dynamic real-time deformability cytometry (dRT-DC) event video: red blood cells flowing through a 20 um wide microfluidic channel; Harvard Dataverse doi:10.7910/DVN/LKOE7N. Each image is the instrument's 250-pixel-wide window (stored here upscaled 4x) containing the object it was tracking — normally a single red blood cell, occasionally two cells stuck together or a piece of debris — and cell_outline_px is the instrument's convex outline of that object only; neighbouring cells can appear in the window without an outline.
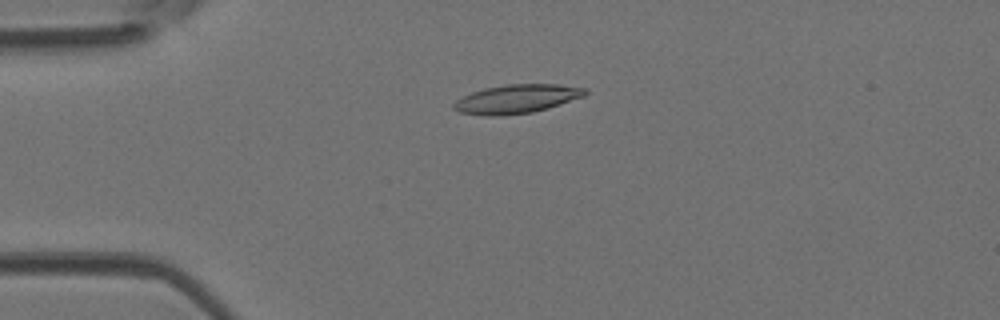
{"species": "Egyptian fruit bat (a non-hibernating species)", "species_latin": "Rousettus aegyptiacus", "temperature_condition": "room temperature", "stored_images_in_passage": 47, "camera_frame_rate_fps": 3000, "um_per_image_px": 0.085, "animal": {"sex": "female"}, "frame": {"image": 1, "passage_image": 12, "time_ms": 3.667, "image_size_px": [1000, 320], "cell_outline_px": [[588, 92], [584, 96], [548, 108], [532, 112], [500, 116], [488, 116], [460, 112], [452, 108], [452, 104], [456, 100], [472, 92], [484, 88], [508, 84], [560, 84], [588, 88]], "centroid_in_image_um": [43.93, 8.4], "position_along_channel_um": 41.1, "area_um2": 22.08}}
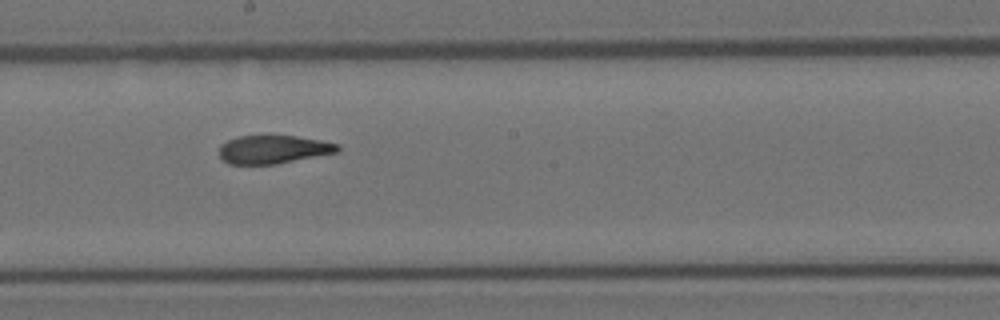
{"frame": {"image": 2, "passage_image": 27, "time_ms": 8.667, "image_size_px": [1000, 320], "cell_outline_px": [[340, 152], [276, 164], [228, 164], [220, 156], [220, 144], [236, 136], [296, 136], [320, 140], [340, 144]], "centroid_in_image_um": [23.26, 12.7], "position_along_channel_um": 224.9, "area_um2": 19.59}}
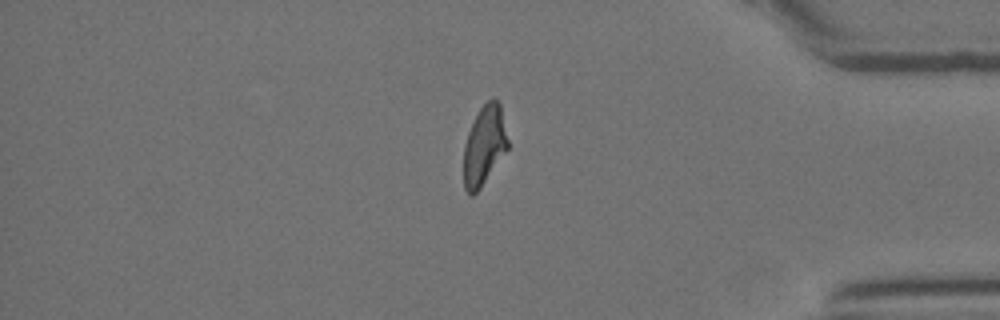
{"frame": {"image": 3, "passage_image": 41, "time_ms": 13.333, "image_size_px": [1000, 320], "cell_outline_px": [[508, 148], [480, 188], [472, 196], [468, 196], [464, 188], [464, 144], [468, 132], [480, 108], [488, 100], [496, 100], [500, 104], [508, 140]], "centroid_in_image_um": [41.14, 12.4], "position_along_channel_um": 394.1, "area_um2": 20.11}, "authors_computed_cell_mechanics": {"area_um2": 20.9814, "velocity_mm_per_s": 4.2113, "shape_relaxation_time_tau1_ms": 7.6634, "shape_relaxation_time_tau2_ms": 2.3218, "deformation_change_tau1": 0.2217, "deformation_change_tau2": 0.0996}}